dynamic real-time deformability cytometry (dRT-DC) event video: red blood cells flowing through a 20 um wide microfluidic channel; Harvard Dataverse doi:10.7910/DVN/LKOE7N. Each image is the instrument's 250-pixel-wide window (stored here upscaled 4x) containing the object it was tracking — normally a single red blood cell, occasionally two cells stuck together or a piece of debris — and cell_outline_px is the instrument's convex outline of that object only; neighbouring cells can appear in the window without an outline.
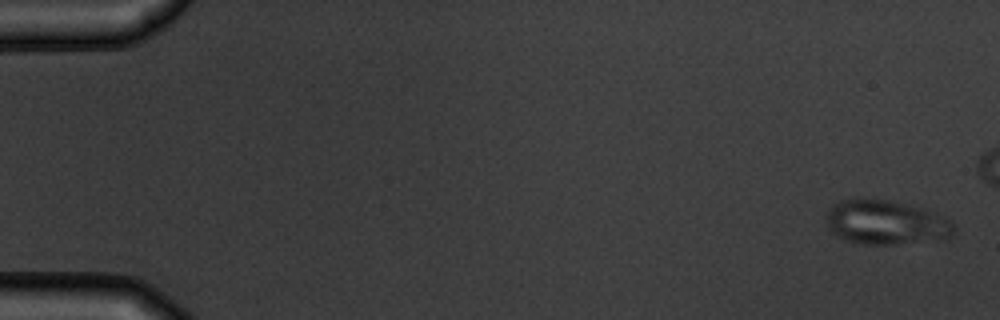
{"species": "common noctule bat (a hibernating species)", "species_latin": "Nyctalus noctula", "temperature_condition": "warm", "stored_images_in_passage": 6, "camera_frame_rate_fps": 3000, "um_per_image_px": 0.085, "animal": {"sex": "male", "body_mass_g": 19.5, "forearm_length_mm": 54.6}, "frame": {"image": 1, "passage_image": 1, "time_ms": 0.0, "image_size_px": [1000, 320], "cell_outline_px": [[956, 228], [952, 236], [948, 240], [896, 244], [860, 244], [844, 240], [836, 236], [828, 228], [828, 212], [832, 204], [840, 200], [860, 196], [892, 200], [924, 208], [944, 216], [952, 220]], "centroid_in_image_um": [75.36, 18.89], "position_along_channel_um": 9.6, "area_um2": 34.16}}